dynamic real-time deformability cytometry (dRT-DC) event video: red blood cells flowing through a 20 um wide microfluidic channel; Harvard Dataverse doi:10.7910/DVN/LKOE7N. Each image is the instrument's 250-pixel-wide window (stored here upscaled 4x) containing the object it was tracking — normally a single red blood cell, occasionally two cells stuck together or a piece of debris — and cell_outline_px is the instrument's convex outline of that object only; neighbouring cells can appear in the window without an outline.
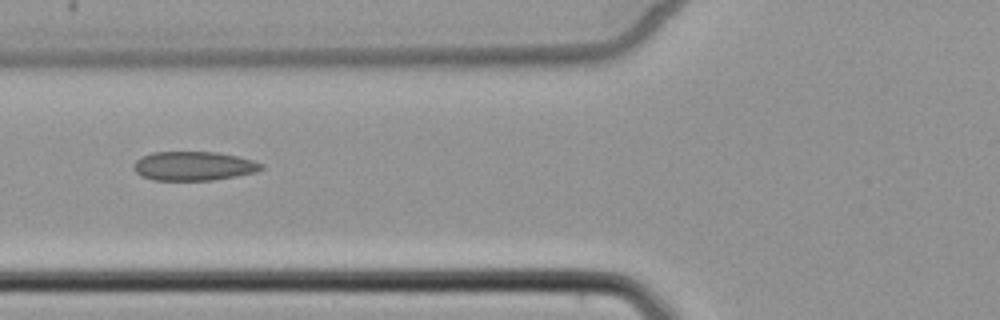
{"species": "common noctule bat (a hibernating species)", "species_latin": "Nyctalus noctula", "temperature_condition": "cold", "stored_images_in_passage": 5, "camera_frame_rate_fps": 3000, "um_per_image_px": 0.085, "animal": {"sex": "female", "body_mass_g": 22.7, "forearm_length_mm": 54.2}, "frame": {"image": 1, "passage_image": 5, "time_ms": 4.667, "image_size_px": [1000, 320], "cell_outline_px": [[264, 168], [256, 172], [236, 176], [212, 180], [152, 180], [140, 176], [132, 168], [132, 164], [140, 156], [152, 152], [216, 152], [236, 156], [252, 160], [264, 164]], "centroid_in_image_um": [16.42, 14.11], "position_along_channel_um": 109.4, "area_um2": 21.79}}